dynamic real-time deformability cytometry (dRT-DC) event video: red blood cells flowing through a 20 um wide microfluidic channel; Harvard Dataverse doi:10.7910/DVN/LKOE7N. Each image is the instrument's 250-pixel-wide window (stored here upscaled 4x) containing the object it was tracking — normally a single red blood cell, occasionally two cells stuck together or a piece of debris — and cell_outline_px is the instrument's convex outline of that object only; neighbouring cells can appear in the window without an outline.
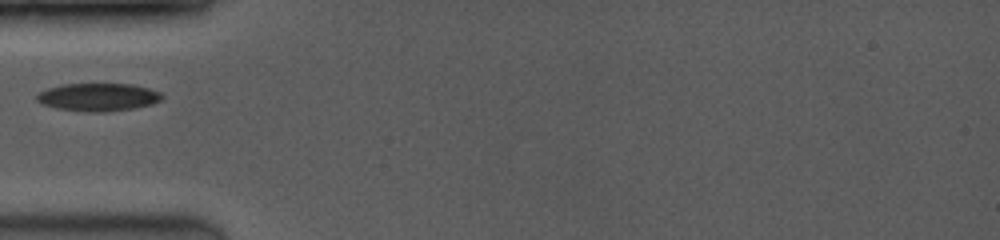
{"species": "common noctule bat (a hibernating species)", "species_latin": "Nyctalus noctula", "temperature_condition": "room temperature", "stored_images_in_passage": 18, "camera_frame_rate_fps": 3500, "um_per_image_px": 0.085, "animal": {"sex": "female", "body_mass_g": 19.0, "forearm_length_mm": 53.3}, "frame": {"image": 1, "passage_image": 1, "time_ms": 0.0, "image_size_px": [1000, 240], "cell_outline_px": [[164, 96], [160, 100], [152, 104], [132, 108], [104, 112], [88, 112], [56, 108], [44, 104], [36, 100], [36, 96], [40, 92], [48, 88], [64, 84], [132, 84], [148, 88], [160, 92]], "centroid_in_image_um": [8.35, 8.25], "position_along_channel_um": 76.6, "area_um2": 20.17}}